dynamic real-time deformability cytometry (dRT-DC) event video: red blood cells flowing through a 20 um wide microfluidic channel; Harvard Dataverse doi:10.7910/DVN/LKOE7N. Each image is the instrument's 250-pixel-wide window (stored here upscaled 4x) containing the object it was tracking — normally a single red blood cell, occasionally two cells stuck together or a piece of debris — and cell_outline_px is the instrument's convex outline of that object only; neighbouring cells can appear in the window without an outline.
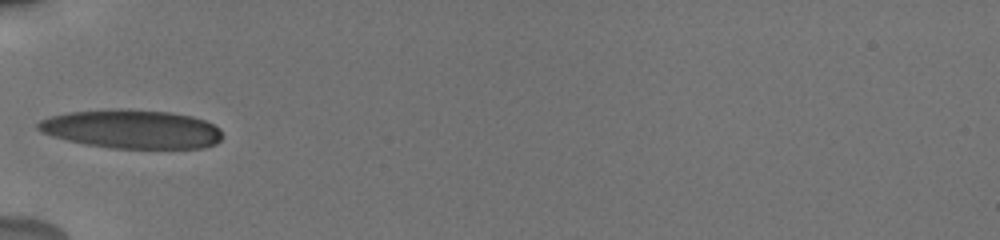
{"species": "human", "species_latin": "Homo sapiens", "temperature_condition": "cold", "stored_images_in_passage": 35, "camera_frame_rate_fps": 3000, "um_per_image_px": 0.085, "donor": {"sex": "male"}, "frame": {"image": 1, "passage_image": 1, "time_ms": 0.0, "image_size_px": [1000, 240], "cell_outline_px": [[224, 136], [216, 144], [204, 148], [112, 148], [88, 144], [68, 140], [52, 136], [36, 128], [36, 124], [40, 120], [52, 116], [68, 112], [112, 108], [124, 108], [168, 112], [192, 116], [204, 120], [220, 128]], "centroid_in_image_um": [11.23, 10.96], "position_along_channel_um": 73.8, "area_um2": 41.79}}
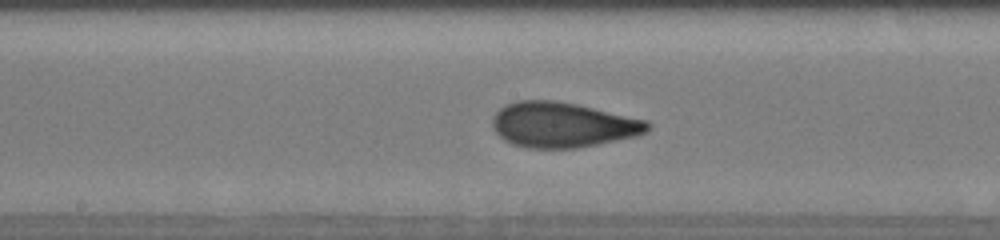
{"frame": {"image": 2, "passage_image": 11, "time_ms": 3.333, "image_size_px": [1000, 240], "cell_outline_px": [[652, 128], [648, 132], [636, 136], [576, 148], [528, 148], [512, 144], [504, 140], [492, 128], [492, 116], [504, 104], [516, 100], [556, 100], [576, 104], [648, 120], [652, 124]], "centroid_in_image_um": [47.82, 10.6], "position_along_channel_um": 200.4, "area_um2": 41.15}}
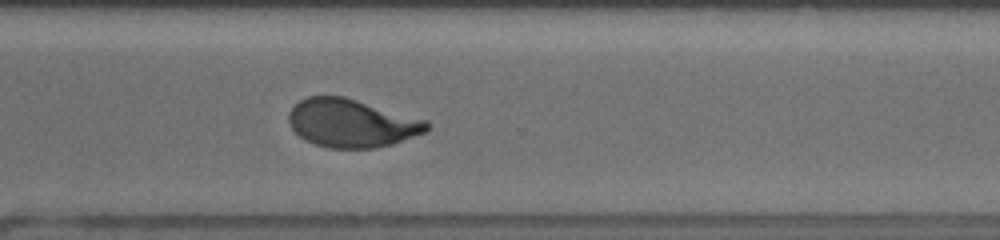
{"frame": {"image": 3, "passage_image": 22, "time_ms": 7.0, "image_size_px": [1000, 240], "cell_outline_px": [[432, 124], [428, 132], [392, 144], [372, 148], [328, 148], [316, 144], [300, 136], [292, 128], [288, 120], [288, 112], [300, 100], [308, 96], [344, 96], [428, 120]], "centroid_in_image_um": [29.94, 10.46], "position_along_channel_um": 340.7, "area_um2": 38.9}, "authors_computed_cell_mechanics": {"area_um2": 39.593, "velocity_mm_per_s": 3.8361, "shape_relaxation_time_tau1_ms": 3.5976, "shape_relaxation_time_tau2_ms": 0.9146, "deformation_change_tau1": 0.1724, "deformation_change_tau2": 0.0756}}